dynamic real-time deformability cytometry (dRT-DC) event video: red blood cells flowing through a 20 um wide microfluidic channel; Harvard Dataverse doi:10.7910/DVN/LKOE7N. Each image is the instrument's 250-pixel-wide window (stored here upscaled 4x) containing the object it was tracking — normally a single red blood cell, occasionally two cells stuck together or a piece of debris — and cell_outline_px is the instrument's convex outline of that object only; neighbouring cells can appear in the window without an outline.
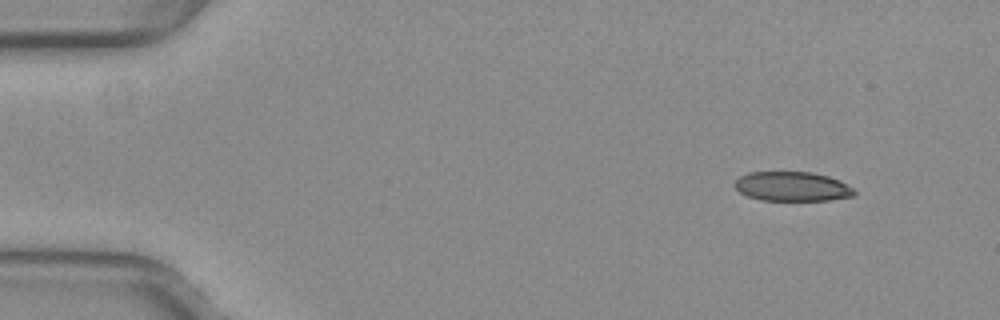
{"species": "common noctule bat (a hibernating species)", "species_latin": "Nyctalus noctula", "temperature_condition": "warm", "stored_images_in_passage": 9, "camera_frame_rate_fps": 3000, "um_per_image_px": 0.085, "animal": {"sex": "female", "body_mass_g": 29.2, "forearm_length_mm": 56.3}, "frame": {"image": 1, "passage_image": 1, "time_ms": 0.0, "image_size_px": [1000, 320], "cell_outline_px": [[856, 192], [852, 196], [828, 200], [760, 200], [748, 196], [740, 192], [732, 184], [740, 176], [748, 172], [812, 172], [828, 176], [840, 180], [852, 188]], "centroid_in_image_um": [67.31, 15.84], "position_along_channel_um": 17.7, "area_um2": 20.46}}